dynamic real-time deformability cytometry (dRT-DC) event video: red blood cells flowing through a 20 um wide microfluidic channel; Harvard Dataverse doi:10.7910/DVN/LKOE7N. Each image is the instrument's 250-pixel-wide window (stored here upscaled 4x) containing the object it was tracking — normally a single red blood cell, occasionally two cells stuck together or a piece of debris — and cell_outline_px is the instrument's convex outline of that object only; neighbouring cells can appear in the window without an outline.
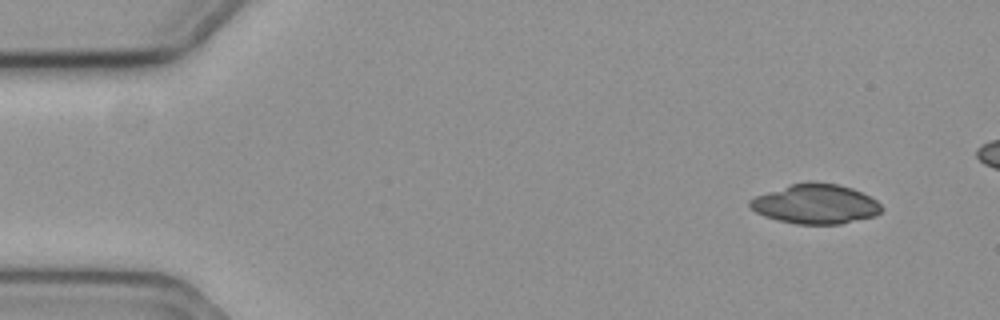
{"species": "common noctule bat (a hibernating species)", "species_latin": "Nyctalus noctula", "temperature_condition": "cold", "stored_images_in_passage": 49, "camera_frame_rate_fps": 3000, "um_per_image_px": 0.085, "animal": {"sex": "female", "body_mass_g": 19.3, "forearm_length_mm": 54.1}, "frame": {"image": 1, "passage_image": 1, "time_ms": 0.0, "image_size_px": [1000, 320], "cell_outline_px": [[884, 208], [876, 216], [840, 224], [796, 224], [764, 216], [756, 212], [748, 204], [748, 200], [756, 196], [792, 184], [808, 180], [816, 180], [836, 184], [852, 188], [876, 200]], "centroid_in_image_um": [69.34, 17.33], "position_along_channel_um": 15.7, "area_um2": 30.4}}